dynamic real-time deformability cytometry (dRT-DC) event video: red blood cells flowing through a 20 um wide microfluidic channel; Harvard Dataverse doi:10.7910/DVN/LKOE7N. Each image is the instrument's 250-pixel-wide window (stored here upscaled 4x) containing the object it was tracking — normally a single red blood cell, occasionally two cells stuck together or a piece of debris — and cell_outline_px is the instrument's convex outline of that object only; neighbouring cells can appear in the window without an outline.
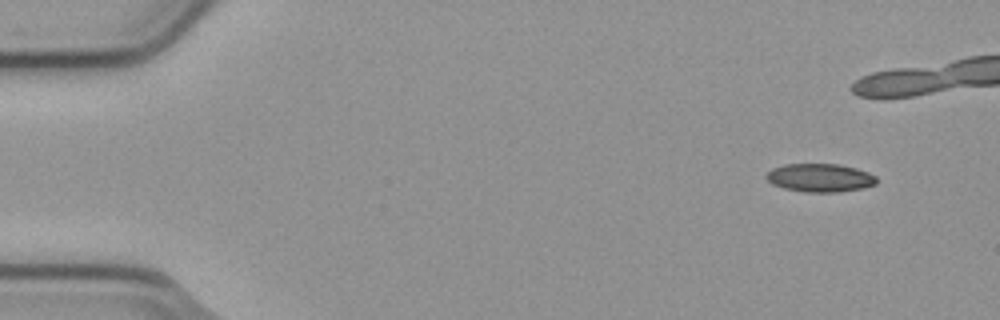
{"species": "common noctule bat (a hibernating species)", "species_latin": "Nyctalus noctula", "temperature_condition": "cold", "stored_images_in_passage": 10, "camera_frame_rate_fps": 3000, "um_per_image_px": 0.085, "animal": {"sex": "male", "body_mass_g": 23.1, "forearm_length_mm": 52.7}, "frame": {"image": 1, "passage_image": 1, "time_ms": 0.0, "image_size_px": [1000, 320], "cell_outline_px": [[876, 184], [864, 188], [840, 192], [804, 192], [784, 188], [772, 184], [764, 176], [772, 168], [784, 164], [840, 164], [856, 168], [868, 172], [876, 176]], "centroid_in_image_um": [69.7, 15.11], "position_along_channel_um": 15.3, "area_um2": 18.32}}
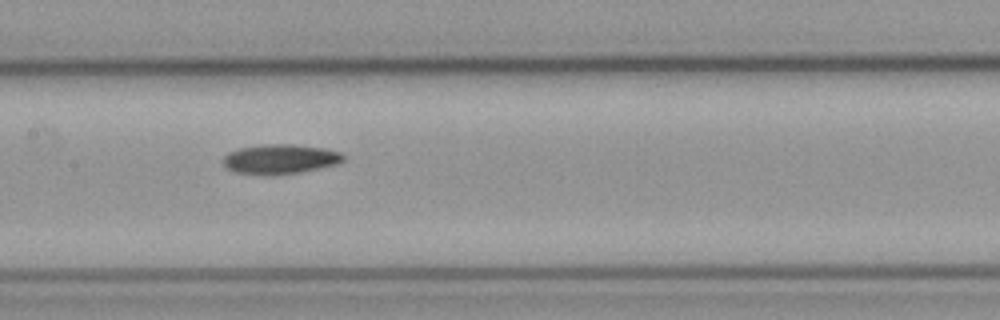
{"frame": {"image": 2, "passage_image": 9, "time_ms": 2.667, "image_size_px": [1000, 320], "cell_outline_px": [[344, 160], [336, 164], [300, 172], [272, 176], [264, 176], [236, 172], [224, 168], [220, 160], [228, 152], [240, 148], [264, 144], [292, 144], [324, 148], [340, 152], [344, 156]], "centroid_in_image_um": [23.74, 13.54], "position_along_channel_um": 183.7, "area_um2": 21.1}}
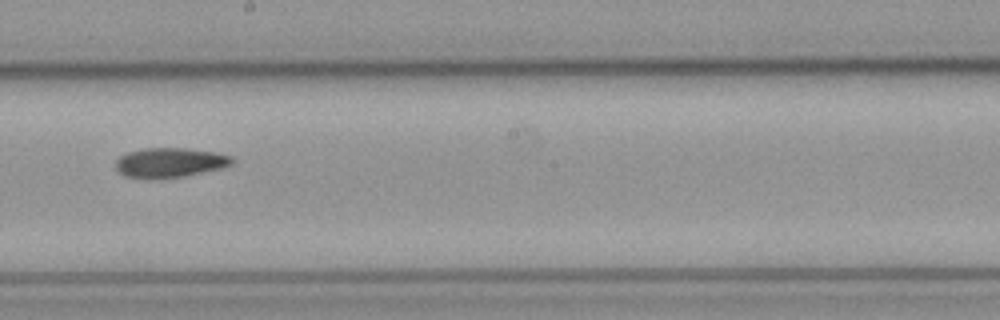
{"frame": {"image": 3, "passage_image": 10, "time_ms": 3.0, "image_size_px": [1000, 320], "cell_outline_px": [[232, 164], [220, 168], [184, 176], [160, 180], [148, 180], [124, 176], [116, 168], [116, 160], [120, 156], [128, 152], [144, 148], [184, 148], [212, 152], [232, 156]], "centroid_in_image_um": [14.37, 13.85], "position_along_channel_um": 233.8, "area_um2": 20.23}}